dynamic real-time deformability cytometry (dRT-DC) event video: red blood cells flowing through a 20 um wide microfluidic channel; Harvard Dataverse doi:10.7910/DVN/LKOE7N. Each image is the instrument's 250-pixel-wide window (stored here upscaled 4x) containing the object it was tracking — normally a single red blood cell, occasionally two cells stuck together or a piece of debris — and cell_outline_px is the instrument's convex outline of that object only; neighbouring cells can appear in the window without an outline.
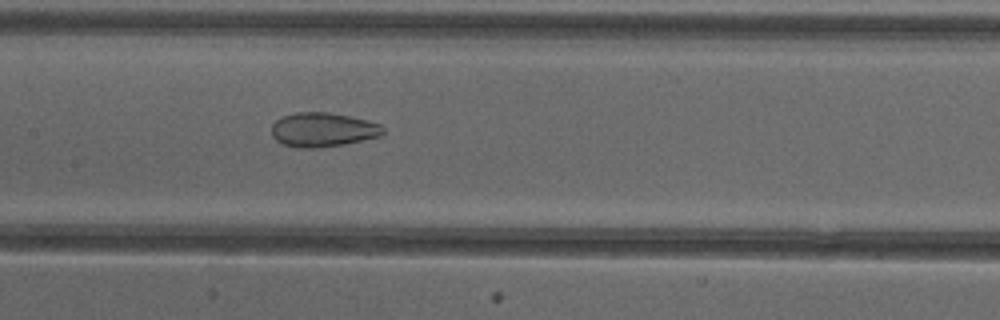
{"species": "common noctule bat (a hibernating species)", "species_latin": "Nyctalus noctula", "temperature_condition": "cold", "stored_images_in_passage": 51, "camera_frame_rate_fps": 3000, "um_per_image_px": 0.085, "animal": {"sex": "female"}, "frame": {"image": 1, "passage_image": 25, "time_ms": 8.0, "image_size_px": [1000, 320], "cell_outline_px": [[384, 132], [380, 136], [344, 144], [320, 148], [300, 148], [284, 144], [276, 140], [272, 136], [272, 124], [280, 116], [296, 112], [328, 112], [368, 120], [380, 124], [384, 128]], "centroid_in_image_um": [27.43, 11.02], "position_along_channel_um": 180.0, "area_um2": 22.31}}
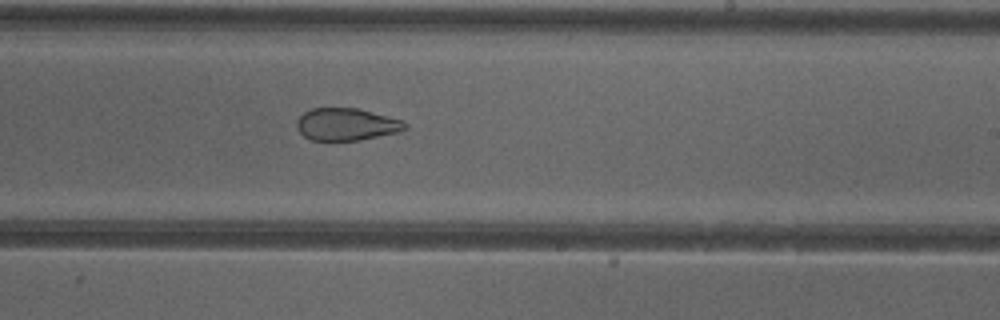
{"frame": {"image": 2, "passage_image": 31, "time_ms": 10.0, "image_size_px": [1000, 320], "cell_outline_px": [[408, 128], [400, 132], [360, 140], [312, 140], [304, 136], [296, 128], [296, 120], [304, 112], [312, 108], [356, 108], [404, 120], [408, 124]], "centroid_in_image_um": [29.47, 10.57], "position_along_channel_um": 259.5, "area_um2": 20.52}}
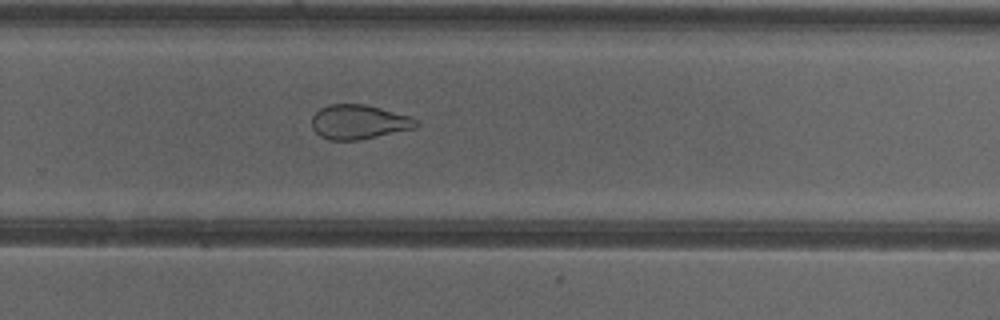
{"frame": {"image": 3, "passage_image": 34, "time_ms": 11.0, "image_size_px": [1000, 320], "cell_outline_px": [[420, 124], [416, 128], [360, 140], [328, 140], [320, 136], [312, 128], [312, 116], [320, 108], [328, 104], [364, 104], [412, 116], [420, 120]], "centroid_in_image_um": [30.54, 10.37], "position_along_channel_um": 299.3, "area_um2": 21.21}, "authors_computed_cell_mechanics": {"area_um2": 27.455, "velocity_mm_per_s": 3.9976, "shape_relaxation_time_tau1_ms": null, "shape_relaxation_time_tau2_ms": 1.9197, "deformation_change_tau1": null, "deformation_change_tau2": 0.0845}}